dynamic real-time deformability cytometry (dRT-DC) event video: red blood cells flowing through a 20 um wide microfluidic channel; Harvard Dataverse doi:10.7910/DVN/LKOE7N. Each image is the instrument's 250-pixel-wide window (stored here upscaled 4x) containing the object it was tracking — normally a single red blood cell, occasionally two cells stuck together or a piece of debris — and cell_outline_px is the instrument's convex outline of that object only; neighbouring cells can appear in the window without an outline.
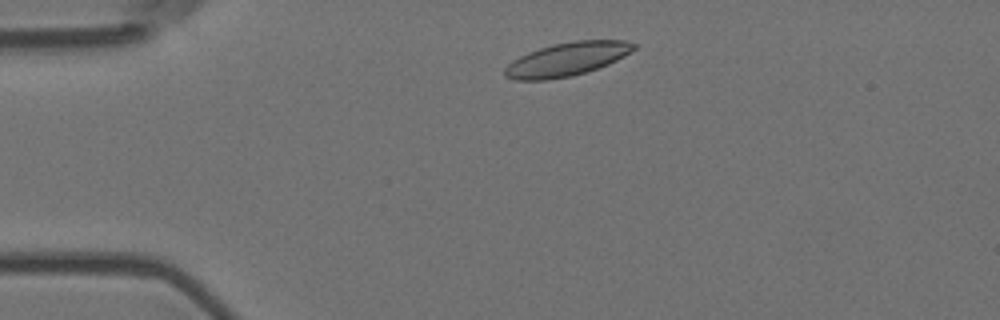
{"species": "Egyptian fruit bat (a non-hibernating species)", "species_latin": "Rousettus aegyptiacus", "temperature_condition": "room temperature", "stored_images_in_passage": 48, "camera_frame_rate_fps": 3000, "um_per_image_px": 0.085, "animal": {"sex": "female"}, "frame": {"image": 1, "passage_image": 5, "time_ms": 1.333, "image_size_px": [1000, 320], "cell_outline_px": [[636, 48], [624, 56], [608, 64], [572, 76], [548, 80], [512, 80], [504, 76], [504, 68], [512, 60], [528, 52], [552, 44], [576, 40], [624, 40], [636, 44]], "centroid_in_image_um": [48.15, 5.04], "position_along_channel_um": 36.8, "area_um2": 25.2}}
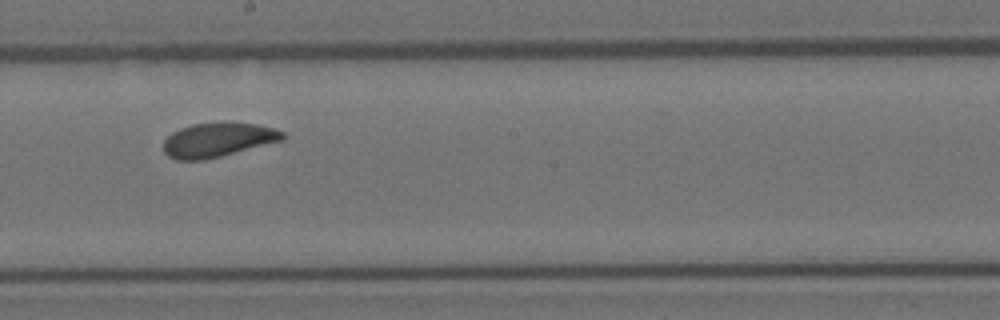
{"frame": {"image": 2, "passage_image": 24, "time_ms": 7.667, "image_size_px": [1000, 320], "cell_outline_px": [[284, 140], [220, 156], [200, 160], [176, 160], [168, 156], [164, 152], [164, 140], [172, 132], [180, 128], [192, 124], [256, 124], [276, 128], [284, 132]], "centroid_in_image_um": [18.51, 11.91], "position_along_channel_um": 229.7, "area_um2": 23.24}}
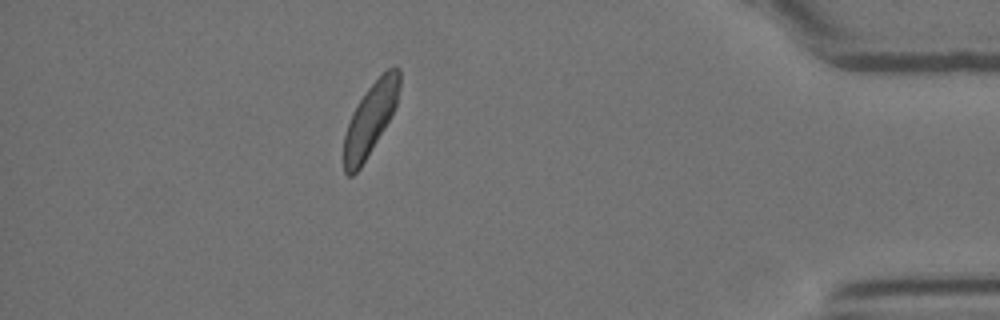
{"frame": {"image": 3, "passage_image": 42, "time_ms": 13.667, "image_size_px": [1000, 320], "cell_outline_px": [[400, 84], [396, 104], [392, 116], [360, 168], [352, 176], [348, 176], [344, 172], [344, 136], [352, 112], [364, 92], [388, 68], [396, 64], [400, 68]], "centroid_in_image_um": [31.48, 10.1], "position_along_channel_um": 403.7, "area_um2": 23.18}, "authors_computed_cell_mechanics": {"area_um2": 24.276, "velocity_mm_per_s": 3.6484, "shape_relaxation_time_tau1_ms": 3.4666, "shape_relaxation_time_tau2_ms": 3.7987, "deformation_change_tau1": 0.0818, "deformation_change_tau2": 0.0797}}